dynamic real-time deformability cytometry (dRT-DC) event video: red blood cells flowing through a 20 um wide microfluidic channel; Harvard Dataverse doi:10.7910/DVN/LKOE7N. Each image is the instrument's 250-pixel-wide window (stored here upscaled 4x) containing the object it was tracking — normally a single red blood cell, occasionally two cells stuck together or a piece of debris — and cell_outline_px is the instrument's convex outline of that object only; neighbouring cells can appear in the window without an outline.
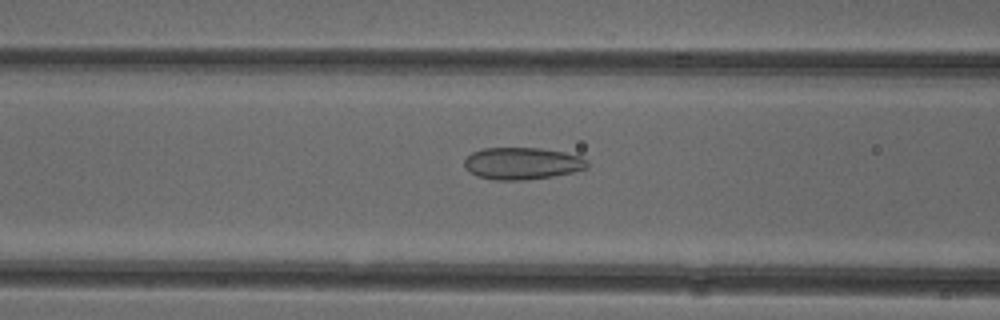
{"species": "common noctule bat (a hibernating species)", "species_latin": "Nyctalus noctula", "temperature_condition": "cold", "stored_images_in_passage": 51, "camera_frame_rate_fps": 3000, "um_per_image_px": 0.085, "animal": {"sex": "female"}, "frame": {"image": 1, "passage_image": 20, "time_ms": 6.333, "image_size_px": [1000, 320], "cell_outline_px": [[588, 168], [572, 172], [552, 176], [524, 180], [496, 180], [480, 176], [464, 168], [464, 160], [472, 152], [484, 148], [540, 148], [564, 152], [580, 156], [588, 160]], "centroid_in_image_um": [44.4, 13.88], "position_along_channel_um": 122.2, "area_um2": 22.83}}
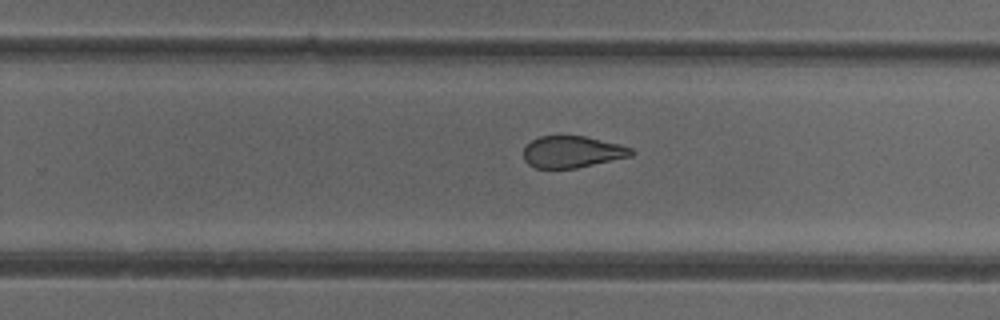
{"frame": {"image": 2, "passage_image": 32, "time_ms": 10.333, "image_size_px": [1000, 320], "cell_outline_px": [[636, 152], [632, 156], [576, 168], [536, 168], [528, 164], [524, 160], [524, 148], [532, 140], [540, 136], [584, 136], [620, 144], [632, 148]], "centroid_in_image_um": [48.66, 12.91], "position_along_channel_um": 281.1, "area_um2": 19.88}}
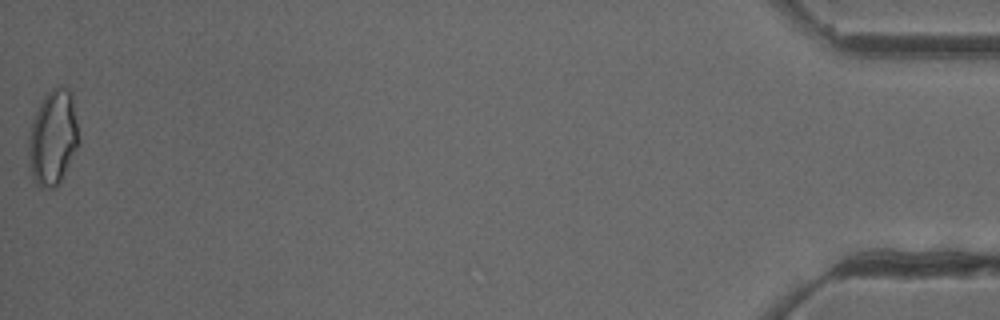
{"frame": {"image": 3, "passage_image": 51, "time_ms": 16.667, "image_size_px": [1000, 320], "cell_outline_px": [[76, 148], [60, 184], [56, 188], [40, 188], [32, 176], [28, 164], [28, 140], [32, 120], [40, 100], [52, 88], [60, 84], [68, 88], [72, 92], [76, 124]], "centroid_in_image_um": [4.45, 11.69], "position_along_channel_um": 430.7, "area_um2": 27.8}, "authors_computed_cell_mechanics": {"area_um2": 23.6402, "velocity_mm_per_s": 3.978, "shape_relaxation_time_tau1_ms": null, "shape_relaxation_time_tau2_ms": 1.9502, "deformation_change_tau1": null, "deformation_change_tau2": 0.0791}}